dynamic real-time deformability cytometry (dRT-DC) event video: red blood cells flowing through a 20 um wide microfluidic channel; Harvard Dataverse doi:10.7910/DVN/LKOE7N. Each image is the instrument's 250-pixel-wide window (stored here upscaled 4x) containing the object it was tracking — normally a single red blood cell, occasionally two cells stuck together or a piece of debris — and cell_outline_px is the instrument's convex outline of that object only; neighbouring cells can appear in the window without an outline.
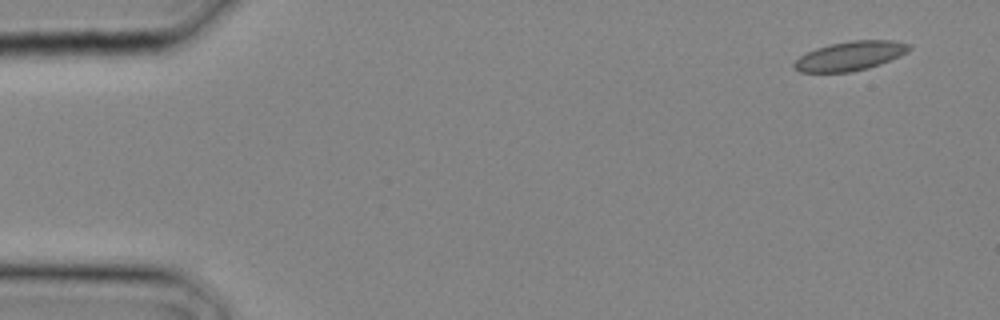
{"species": "common noctule bat (a hibernating species)", "species_latin": "Nyctalus noctula", "temperature_condition": "cold", "stored_images_in_passage": 3, "camera_frame_rate_fps": 3000, "um_per_image_px": 0.085, "animal": {"sex": "male", "body_mass_g": 20.4}, "frame": {"image": 1, "passage_image": 3, "time_ms": 0.667, "image_size_px": [1000, 320], "cell_outline_px": [[912, 48], [908, 52], [900, 56], [880, 64], [868, 68], [852, 72], [800, 72], [792, 68], [792, 64], [800, 56], [816, 48], [832, 44], [852, 40], [892, 40], [912, 44]], "centroid_in_image_um": [72.29, 4.75], "position_along_channel_um": 12.7, "area_um2": 19.65}}